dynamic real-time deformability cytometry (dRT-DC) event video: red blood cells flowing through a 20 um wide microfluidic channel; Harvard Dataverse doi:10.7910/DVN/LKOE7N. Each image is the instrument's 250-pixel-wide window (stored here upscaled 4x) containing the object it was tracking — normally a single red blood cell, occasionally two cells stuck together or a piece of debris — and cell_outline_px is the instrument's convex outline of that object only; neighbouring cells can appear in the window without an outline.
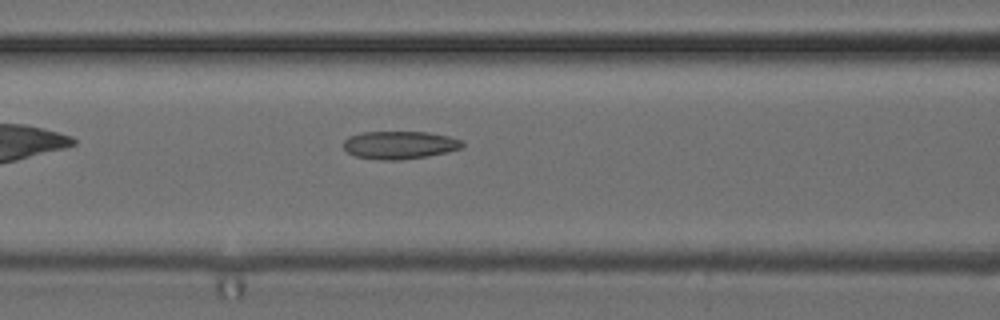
{"species": "common noctule bat (a hibernating species)", "species_latin": "Nyctalus noctula", "temperature_condition": "cold", "stored_images_in_passage": 7, "camera_frame_rate_fps": 3000, "um_per_image_px": 0.085, "animal": {"sex": "female", "body_mass_g": 24.6, "forearm_length_mm": 56.2}, "frame": {"image": 1, "passage_image": 7, "time_ms": 8.333, "image_size_px": [1000, 320], "cell_outline_px": [[464, 144], [460, 148], [428, 156], [400, 160], [384, 160], [356, 156], [348, 152], [344, 148], [344, 140], [348, 136], [364, 132], [428, 132], [448, 136], [460, 140]], "centroid_in_image_um": [33.94, 12.32], "position_along_channel_um": 132.7, "area_um2": 19.07}}